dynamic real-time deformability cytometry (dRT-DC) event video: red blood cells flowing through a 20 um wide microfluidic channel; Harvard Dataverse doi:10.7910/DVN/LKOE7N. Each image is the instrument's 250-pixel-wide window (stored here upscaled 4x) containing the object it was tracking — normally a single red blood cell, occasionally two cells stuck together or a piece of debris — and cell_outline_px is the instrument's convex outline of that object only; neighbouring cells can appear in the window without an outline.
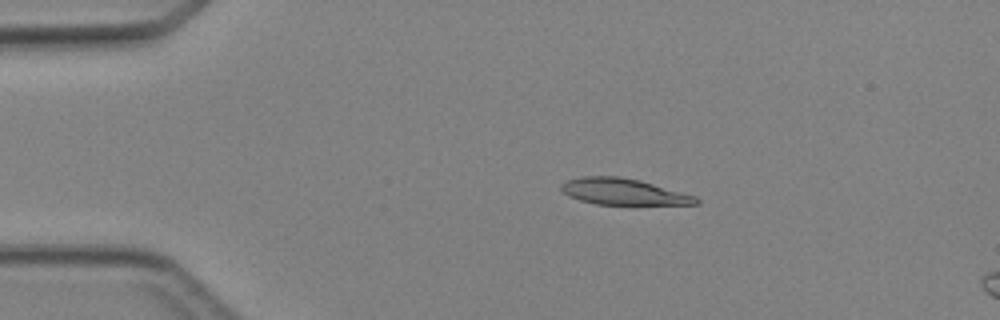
{"species": "Egyptian fruit bat (a non-hibernating species)", "species_latin": "Rousettus aegyptiacus", "temperature_condition": "cold", "stored_images_in_passage": 4, "camera_frame_rate_fps": 3000, "um_per_image_px": 0.085, "animal": {"sex": "female"}, "frame": {"image": 1, "passage_image": 3, "time_ms": 2.333, "image_size_px": [1000, 320], "cell_outline_px": [[700, 204], [596, 204], [580, 200], [568, 196], [560, 188], [560, 184], [568, 180], [580, 176], [620, 176], [640, 180], [696, 196], [700, 200]], "centroid_in_image_um": [52.97, 16.28], "position_along_channel_um": 32.0, "area_um2": 20.58}}